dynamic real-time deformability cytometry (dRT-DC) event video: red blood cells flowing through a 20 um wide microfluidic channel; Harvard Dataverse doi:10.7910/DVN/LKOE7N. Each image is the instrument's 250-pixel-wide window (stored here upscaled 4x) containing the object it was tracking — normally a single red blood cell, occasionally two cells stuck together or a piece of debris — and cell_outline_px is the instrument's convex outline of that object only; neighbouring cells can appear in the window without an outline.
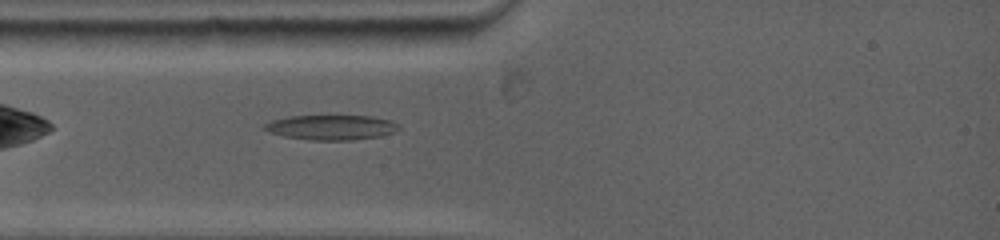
{"species": "common noctule bat (a hibernating species)", "species_latin": "Nyctalus noctula", "temperature_condition": "warm", "stored_images_in_passage": 40, "camera_frame_rate_fps": 5000, "um_per_image_px": 0.085, "animal": {"sex": "female", "body_mass_g": 19.0, "forearm_length_mm": 53.3}, "frame": {"image": 1, "passage_image": 2, "time_ms": 0.6, "image_size_px": [1000, 240], "cell_outline_px": [[400, 128], [396, 132], [380, 136], [352, 140], [312, 140], [284, 136], [268, 132], [260, 128], [264, 124], [272, 120], [288, 116], [372, 116], [392, 120]], "centroid_in_image_um": [28.14, 10.82], "position_along_channel_um": 56.9, "area_um2": 19.59}}
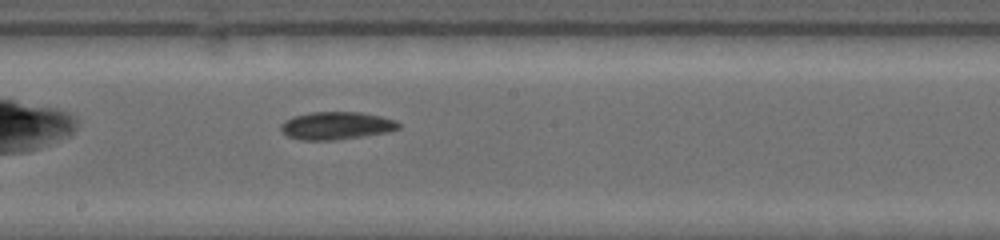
{"frame": {"image": 2, "passage_image": 20, "time_ms": 4.8, "image_size_px": [1000, 240], "cell_outline_px": [[400, 128], [388, 132], [336, 140], [304, 140], [288, 136], [280, 132], [280, 124], [284, 120], [292, 116], [312, 112], [360, 112], [380, 116], [396, 120], [400, 124]], "centroid_in_image_um": [28.56, 10.68], "position_along_channel_um": 219.6, "area_um2": 19.13}}
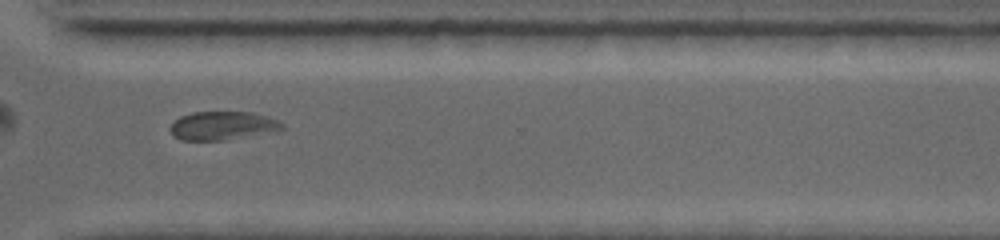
{"frame": {"image": 3, "passage_image": 34, "time_ms": 8.2, "image_size_px": [1000, 240], "cell_outline_px": [[284, 128], [220, 140], [180, 140], [172, 136], [168, 128], [180, 116], [192, 112], [252, 112], [268, 116], [284, 124]], "centroid_in_image_um": [18.81, 10.66], "position_along_channel_um": 351.8, "area_um2": 18.15}, "authors_computed_cell_mechanics": {"area_um2": 18.5538, "velocity_mm_per_s": 3.8805, "shape_relaxation_time_tau1_ms": 3.87, "shape_relaxation_time_tau2_ms": 10.1585, "deformation_change_tau1": 0.1079, "deformation_change_tau2": 0.115}}